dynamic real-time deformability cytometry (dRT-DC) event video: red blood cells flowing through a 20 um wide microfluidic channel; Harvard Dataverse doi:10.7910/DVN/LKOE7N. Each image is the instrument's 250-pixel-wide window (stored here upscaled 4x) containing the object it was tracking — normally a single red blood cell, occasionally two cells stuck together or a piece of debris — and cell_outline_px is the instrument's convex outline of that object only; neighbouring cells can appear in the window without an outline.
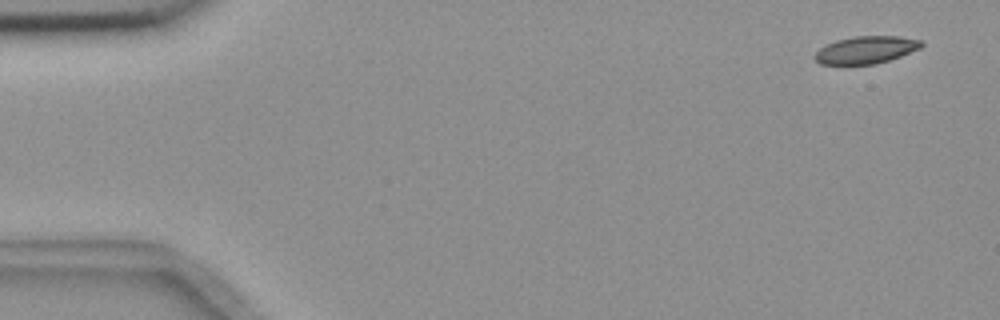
{"species": "common noctule bat (a hibernating species)", "species_latin": "Nyctalus noctula", "temperature_condition": "room temperature", "stored_images_in_passage": 56, "camera_frame_rate_fps": 3000, "um_per_image_px": 0.085, "animal": {"sex": "female", "body_mass_g": 18.4}, "frame": {"image": 1, "passage_image": 3, "time_ms": 0.667, "image_size_px": [1000, 320], "cell_outline_px": [[924, 44], [920, 48], [900, 56], [876, 64], [820, 64], [812, 56], [820, 48], [836, 40], [856, 36], [896, 36], [924, 40]], "centroid_in_image_um": [73.62, 4.23], "position_along_channel_um": 11.4, "area_um2": 16.94}}
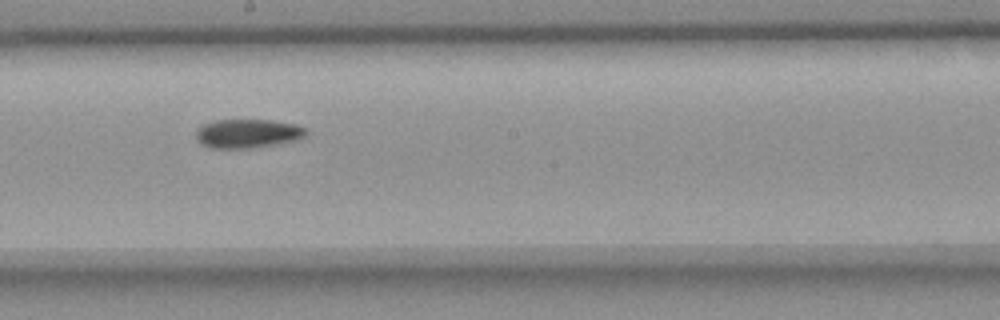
{"frame": {"image": 2, "passage_image": 31, "time_ms": 10.0, "image_size_px": [1000, 320], "cell_outline_px": [[308, 132], [304, 136], [296, 140], [276, 144], [252, 148], [208, 148], [200, 144], [196, 140], [196, 132], [200, 124], [216, 120], [272, 120], [296, 124], [304, 128]], "centroid_in_image_um": [21.0, 11.35], "position_along_channel_um": 227.2, "area_um2": 18.73}}
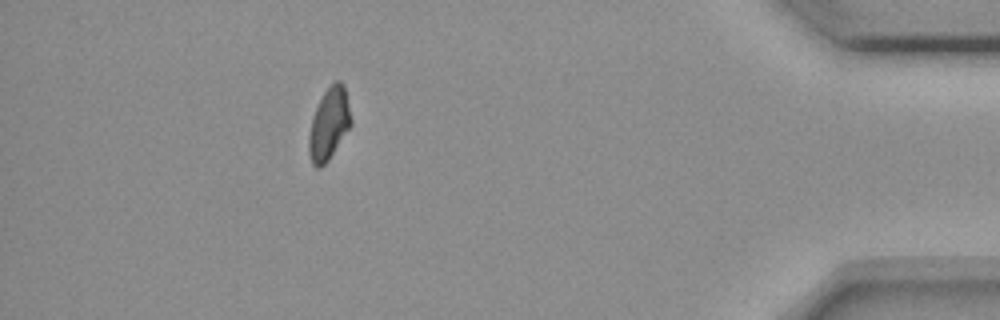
{"frame": {"image": 3, "passage_image": 50, "time_ms": 16.333, "image_size_px": [1000, 320], "cell_outline_px": [[352, 124], [328, 160], [320, 168], [316, 168], [312, 164], [308, 152], [308, 136], [312, 116], [324, 92], [336, 80], [340, 80], [344, 84], [352, 120]], "centroid_in_image_um": [27.95, 10.54], "position_along_channel_um": 407.2, "area_um2": 17.63}, "authors_computed_cell_mechanics": {"area_um2": 18.3226, "velocity_mm_per_s": 3.663, "shape_relaxation_time_tau1_ms": 6.1571, "shape_relaxation_time_tau2_ms": null, "deformation_change_tau1": 0.1268, "deformation_change_tau2": null}}